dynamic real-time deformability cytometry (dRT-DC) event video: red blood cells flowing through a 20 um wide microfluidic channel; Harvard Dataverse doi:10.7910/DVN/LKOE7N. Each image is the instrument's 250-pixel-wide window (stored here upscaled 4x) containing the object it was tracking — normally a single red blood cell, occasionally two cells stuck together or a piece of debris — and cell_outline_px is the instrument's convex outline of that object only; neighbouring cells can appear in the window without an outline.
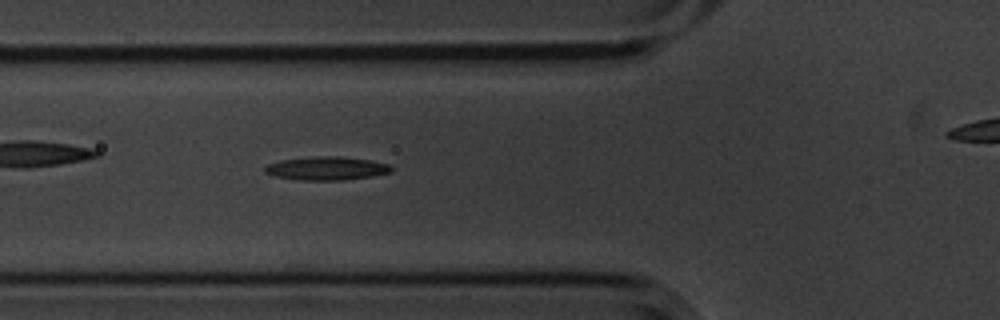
{"species": "common noctule bat (a hibernating species)", "species_latin": "Nyctalus noctula", "temperature_condition": "cold", "stored_images_in_passage": 48, "camera_frame_rate_fps": 3000, "um_per_image_px": 0.085, "animal": {"sex": "male", "body_mass_g": 20.1, "forearm_length_mm": 53.5}, "frame": {"image": 1, "passage_image": 19, "time_ms": 6.0, "image_size_px": [1000, 320], "cell_outline_px": [[392, 172], [344, 180], [296, 180], [272, 176], [264, 172], [264, 168], [268, 164], [280, 160], [312, 156], [340, 156], [372, 160], [388, 164], [392, 168]], "centroid_in_image_um": [27.71, 14.3], "position_along_channel_um": 98.1, "area_um2": 17.4}}
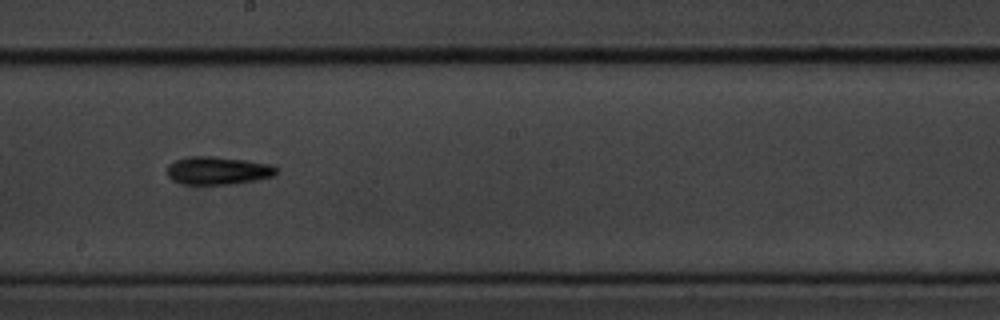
{"frame": {"image": 2, "passage_image": 30, "time_ms": 9.667, "image_size_px": [1000, 320], "cell_outline_px": [[276, 176], [256, 180], [232, 184], [180, 184], [172, 180], [168, 176], [168, 164], [176, 160], [188, 156], [212, 156], [248, 160], [272, 164], [276, 168]], "centroid_in_image_um": [18.53, 14.49], "position_along_channel_um": 229.7, "area_um2": 17.98}}
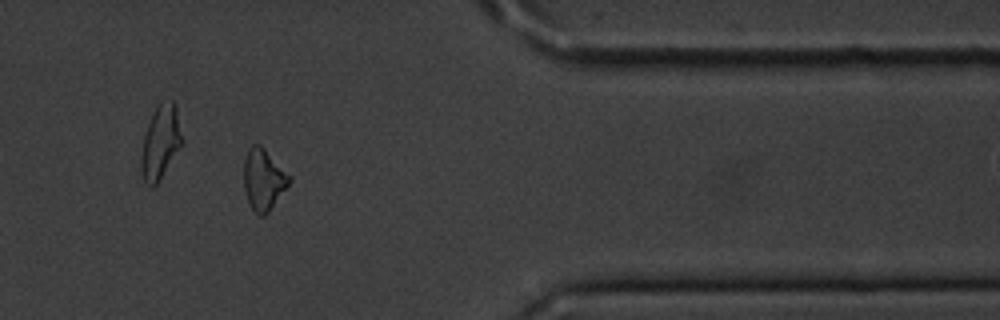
{"frame": {"image": 3, "passage_image": 45, "time_ms": 14.667, "image_size_px": [1000, 320], "cell_outline_px": [[292, 180], [268, 212], [264, 216], [260, 216], [248, 204], [244, 188], [244, 160], [248, 148], [252, 144], [260, 144], [292, 176]], "centroid_in_image_um": [22.4, 15.24], "position_along_channel_um": 389.0, "area_um2": 16.3}}